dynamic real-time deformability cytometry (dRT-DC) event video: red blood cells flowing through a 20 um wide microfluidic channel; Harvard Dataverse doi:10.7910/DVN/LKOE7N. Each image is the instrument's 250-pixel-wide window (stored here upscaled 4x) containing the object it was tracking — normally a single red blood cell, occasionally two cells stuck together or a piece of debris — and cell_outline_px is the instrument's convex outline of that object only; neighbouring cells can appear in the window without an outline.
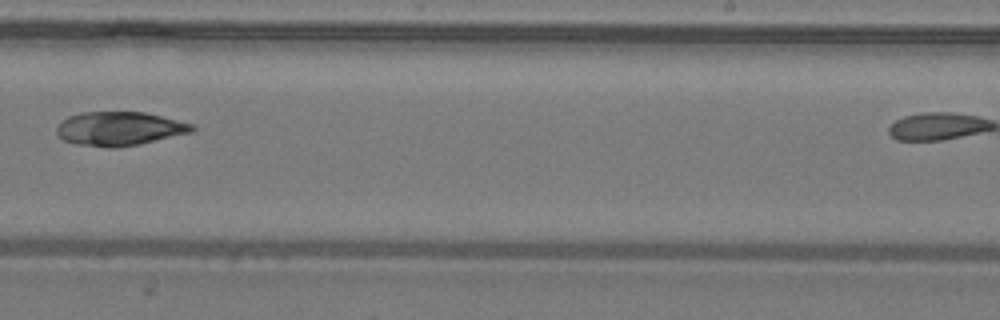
{"species": "common noctule bat (a hibernating species)", "species_latin": "Nyctalus noctula", "temperature_condition": "warm", "stored_images_in_passage": 23, "camera_frame_rate_fps": 3000, "um_per_image_px": 0.085, "animal": {"sex": "male", "body_mass_g": 19.2, "forearm_length_mm": 51.8}, "frame": {"image": 1, "passage_image": 14, "time_ms": 4.333, "image_size_px": [1000, 320], "cell_outline_px": [[196, 128], [192, 132], [140, 144], [76, 144], [64, 140], [56, 132], [56, 128], [60, 120], [68, 116], [80, 112], [144, 112], [192, 124]], "centroid_in_image_um": [10.14, 10.88], "position_along_channel_um": 278.9, "area_um2": 25.72}}